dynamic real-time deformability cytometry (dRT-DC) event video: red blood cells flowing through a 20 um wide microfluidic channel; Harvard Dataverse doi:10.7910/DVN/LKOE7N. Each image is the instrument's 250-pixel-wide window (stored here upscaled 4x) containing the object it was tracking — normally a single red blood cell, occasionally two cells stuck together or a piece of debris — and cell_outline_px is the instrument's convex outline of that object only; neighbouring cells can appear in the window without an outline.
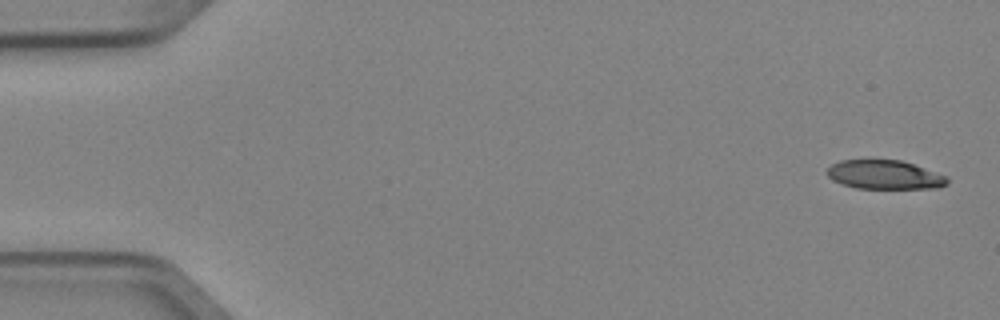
{"species": "Egyptian fruit bat (a non-hibernating species)", "species_latin": "Rousettus aegyptiacus", "temperature_condition": "cold", "stored_images_in_passage": 5, "camera_frame_rate_fps": 3000, "um_per_image_px": 0.085, "animal": {"sex": "female"}, "frame": {"image": 1, "passage_image": 1, "time_ms": 0.0, "image_size_px": [1000, 320], "cell_outline_px": [[948, 184], [940, 188], [856, 188], [840, 184], [832, 180], [828, 176], [828, 168], [832, 164], [840, 160], [900, 160], [948, 176]], "centroid_in_image_um": [75.2, 14.86], "position_along_channel_um": 9.8, "area_um2": 20.23}}
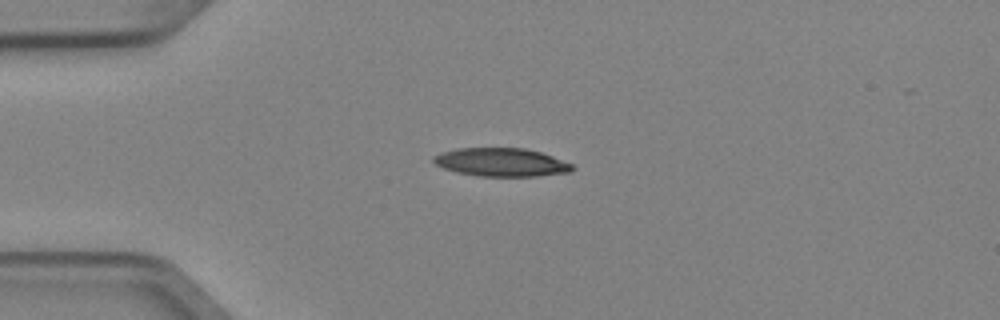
{"frame": {"image": 2, "passage_image": 4, "time_ms": 1.0, "image_size_px": [1000, 320], "cell_outline_px": [[576, 168], [572, 172], [536, 176], [476, 176], [456, 172], [444, 168], [436, 164], [432, 160], [432, 156], [440, 152], [456, 148], [524, 148], [540, 152], [552, 156], [572, 164]], "centroid_in_image_um": [42.6, 13.79], "position_along_channel_um": 42.4, "area_um2": 23.06}}